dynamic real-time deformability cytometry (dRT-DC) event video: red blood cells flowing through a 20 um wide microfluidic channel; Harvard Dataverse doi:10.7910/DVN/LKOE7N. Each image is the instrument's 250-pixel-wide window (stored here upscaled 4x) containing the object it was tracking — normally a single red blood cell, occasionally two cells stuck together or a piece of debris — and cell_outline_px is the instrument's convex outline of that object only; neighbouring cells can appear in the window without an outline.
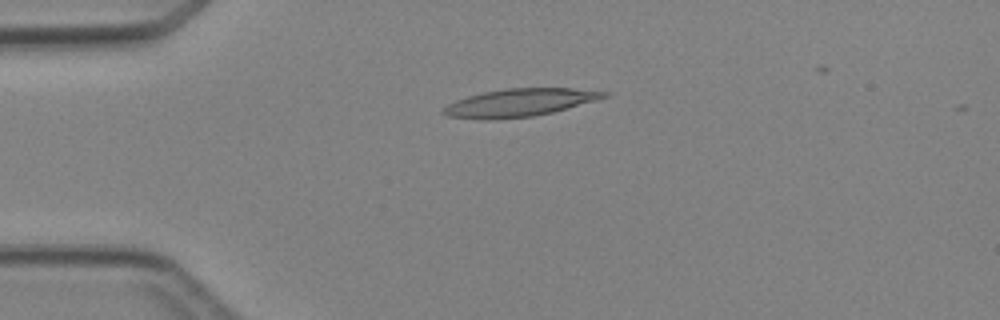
{"species": "Egyptian fruit bat (a non-hibernating species)", "species_latin": "Rousettus aegyptiacus", "temperature_condition": "cold", "stored_images_in_passage": 3, "camera_frame_rate_fps": 3000, "um_per_image_px": 0.085, "animal": {"sex": "female"}, "frame": {"image": 1, "passage_image": 1, "time_ms": 0.0, "image_size_px": [1000, 320], "cell_outline_px": [[612, 92], [608, 96], [596, 100], [552, 112], [532, 116], [496, 120], [480, 120], [448, 116], [440, 112], [448, 104], [456, 100], [468, 96], [484, 92], [504, 88], [572, 88]], "centroid_in_image_um": [44.14, 8.73], "position_along_channel_um": 40.9, "area_um2": 26.07}}